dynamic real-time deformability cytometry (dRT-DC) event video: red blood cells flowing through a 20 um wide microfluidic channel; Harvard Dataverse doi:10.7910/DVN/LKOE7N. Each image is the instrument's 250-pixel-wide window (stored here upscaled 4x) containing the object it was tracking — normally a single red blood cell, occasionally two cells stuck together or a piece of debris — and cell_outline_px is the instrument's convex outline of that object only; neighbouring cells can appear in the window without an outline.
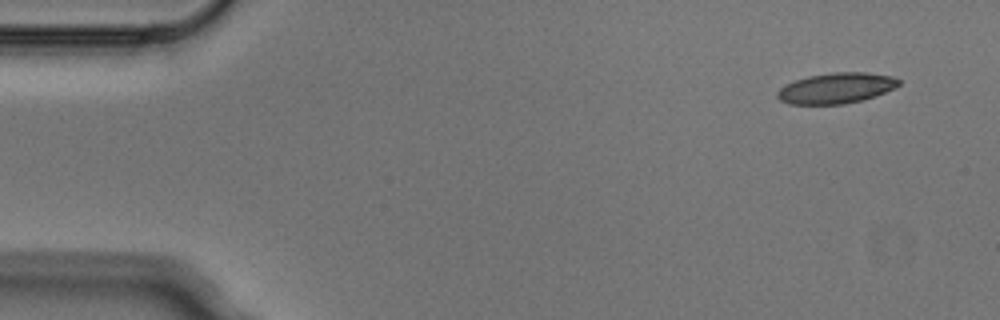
{"species": "Egyptian fruit bat (a non-hibernating species)", "species_latin": "Rousettus aegyptiacus", "temperature_condition": "cold", "stored_images_in_passage": 7, "camera_frame_rate_fps": 3000, "um_per_image_px": 0.085, "animal": {"sex": "male"}, "frame": {"image": 1, "passage_image": 1, "time_ms": 0.0, "image_size_px": [1000, 320], "cell_outline_px": [[900, 84], [884, 92], [864, 100], [844, 104], [788, 104], [780, 100], [776, 96], [776, 92], [780, 88], [796, 80], [808, 76], [832, 72], [868, 72], [892, 76], [900, 80]], "centroid_in_image_um": [71.07, 7.49], "position_along_channel_um": 13.9, "area_um2": 21.62}}
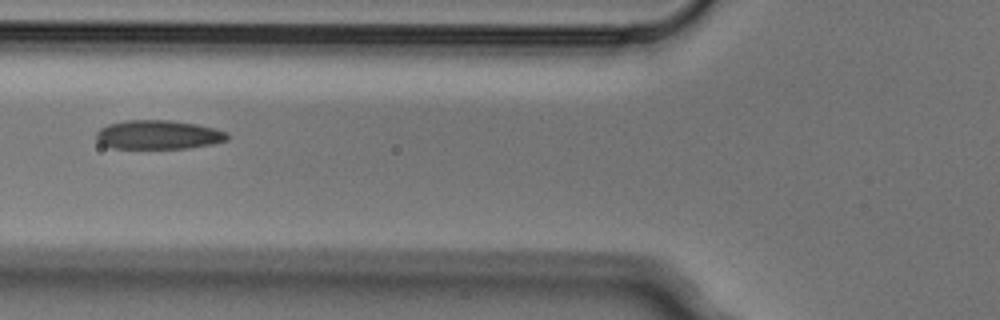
{"frame": {"image": 2, "passage_image": 5, "time_ms": 1.333, "image_size_px": [1000, 320], "cell_outline_px": [[228, 140], [212, 144], [188, 148], [112, 148], [100, 144], [96, 140], [96, 132], [100, 128], [108, 124], [124, 120], [172, 120], [196, 124], [216, 128], [228, 132]], "centroid_in_image_um": [13.45, 11.45], "position_along_channel_um": 112.4, "area_um2": 22.37}}
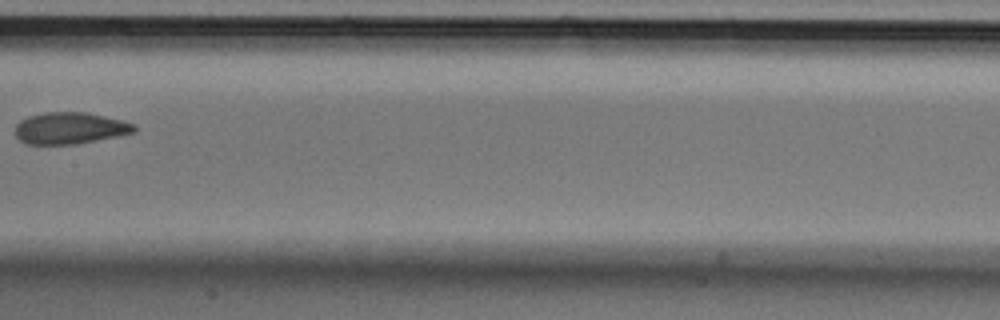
{"frame": {"image": 3, "passage_image": 7, "time_ms": 2.0, "image_size_px": [1000, 320], "cell_outline_px": [[136, 132], [76, 144], [24, 144], [16, 136], [16, 124], [20, 120], [28, 116], [44, 112], [84, 112], [104, 116], [136, 124]], "centroid_in_image_um": [5.92, 10.89], "position_along_channel_um": 201.5, "area_um2": 21.91}}